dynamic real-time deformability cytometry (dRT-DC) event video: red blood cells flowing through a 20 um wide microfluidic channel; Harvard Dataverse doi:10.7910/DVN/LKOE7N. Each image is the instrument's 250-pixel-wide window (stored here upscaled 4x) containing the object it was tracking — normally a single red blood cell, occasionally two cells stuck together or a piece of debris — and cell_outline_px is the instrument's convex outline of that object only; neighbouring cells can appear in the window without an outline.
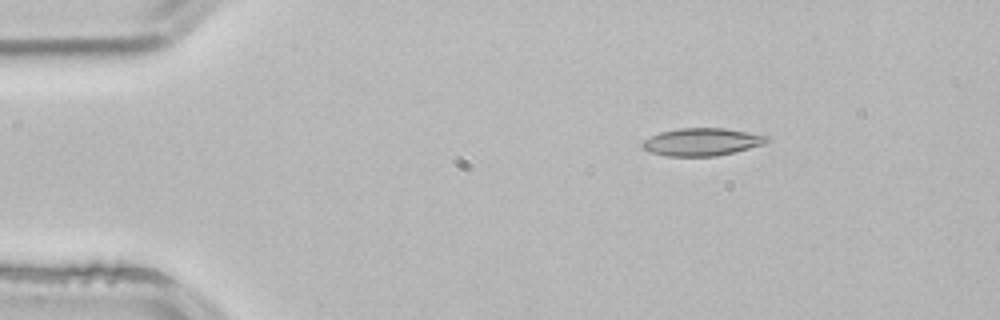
{"species": "common noctule bat (a hibernating species)", "species_latin": "Nyctalus noctula", "temperature_condition": "room temperature", "stored_images_in_passage": 4, "camera_frame_rate_fps": 3000, "um_per_image_px": 0.085, "animal": {"sex": "male", "body_mass_g": 21.5, "forearm_length_mm": 52.0}, "frame": {"image": 1, "passage_image": 2, "time_ms": 0.333, "image_size_px": [1000, 320], "cell_outline_px": [[768, 140], [764, 144], [716, 156], [668, 156], [648, 152], [640, 144], [644, 140], [660, 132], [680, 128], [724, 128], [768, 136]], "centroid_in_image_um": [59.62, 12.06], "position_along_channel_um": 25.4, "area_um2": 19.77}}